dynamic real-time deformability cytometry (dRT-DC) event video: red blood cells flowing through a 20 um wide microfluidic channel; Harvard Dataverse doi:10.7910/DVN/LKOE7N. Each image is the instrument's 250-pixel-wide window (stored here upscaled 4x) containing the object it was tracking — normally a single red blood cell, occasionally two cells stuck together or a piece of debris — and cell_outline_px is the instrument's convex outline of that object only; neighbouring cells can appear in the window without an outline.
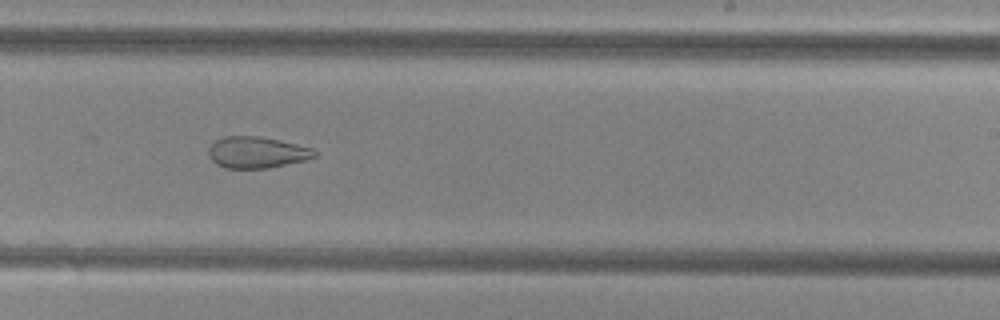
{"species": "common noctule bat (a hibernating species)", "species_latin": "Nyctalus noctula", "temperature_condition": "cold", "stored_images_in_passage": 36, "camera_frame_rate_fps": 3000, "um_per_image_px": 0.085, "animal": {"sex": "female", "body_mass_g": 29.2, "forearm_length_mm": 56.3}, "frame": {"image": 1, "passage_image": 20, "time_ms": 6.333, "image_size_px": [1000, 320], "cell_outline_px": [[316, 156], [308, 160], [268, 168], [224, 168], [216, 164], [208, 156], [208, 148], [216, 140], [224, 136], [260, 136], [312, 148], [316, 152]], "centroid_in_image_um": [21.81, 12.96], "position_along_channel_um": 267.2, "area_um2": 19.42}}